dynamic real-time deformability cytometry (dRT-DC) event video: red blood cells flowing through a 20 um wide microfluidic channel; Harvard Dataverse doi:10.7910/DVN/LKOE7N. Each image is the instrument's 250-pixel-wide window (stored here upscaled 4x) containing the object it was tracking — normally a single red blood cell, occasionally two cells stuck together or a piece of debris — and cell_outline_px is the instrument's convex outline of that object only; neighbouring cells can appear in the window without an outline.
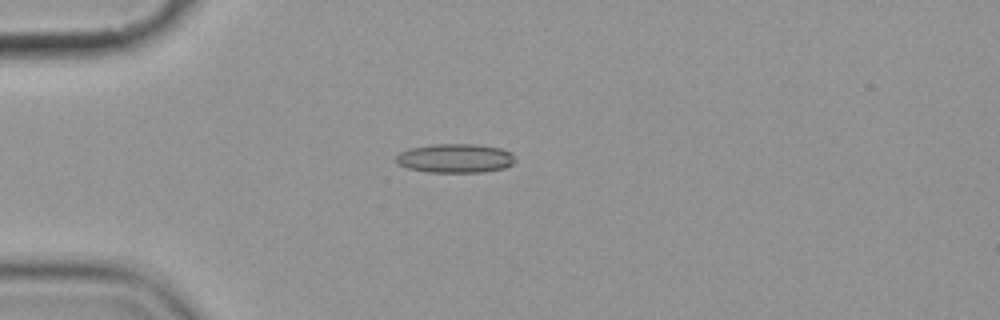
{"species": "common noctule bat (a hibernating species)", "species_latin": "Nyctalus noctula", "temperature_condition": "cold", "stored_images_in_passage": 11, "camera_frame_rate_fps": 3000, "um_per_image_px": 0.085, "animal": {"sex": "female", "body_mass_g": 19.9}, "frame": {"image": 1, "passage_image": 4, "time_ms": 4.333, "image_size_px": [1000, 320], "cell_outline_px": [[516, 160], [512, 164], [504, 168], [484, 172], [428, 172], [408, 168], [396, 164], [396, 156], [400, 152], [408, 148], [432, 144], [476, 144], [500, 148], [512, 152]], "centroid_in_image_um": [38.69, 13.45], "position_along_channel_um": 46.3, "area_um2": 20.35}}
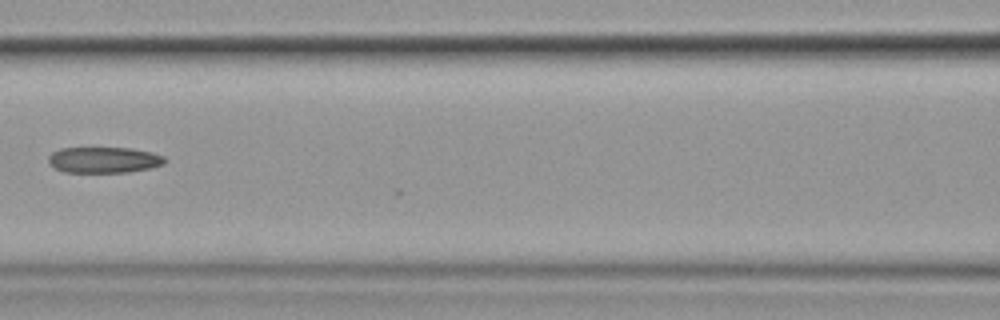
{"frame": {"image": 2, "passage_image": 7, "time_ms": 8.0, "image_size_px": [1000, 320], "cell_outline_px": [[168, 160], [164, 164], [152, 168], [128, 172], [64, 172], [56, 168], [48, 160], [48, 156], [52, 152], [60, 148], [132, 148], [152, 152], [164, 156]], "centroid_in_image_um": [8.88, 13.59], "position_along_channel_um": 157.7, "area_um2": 17.69}}
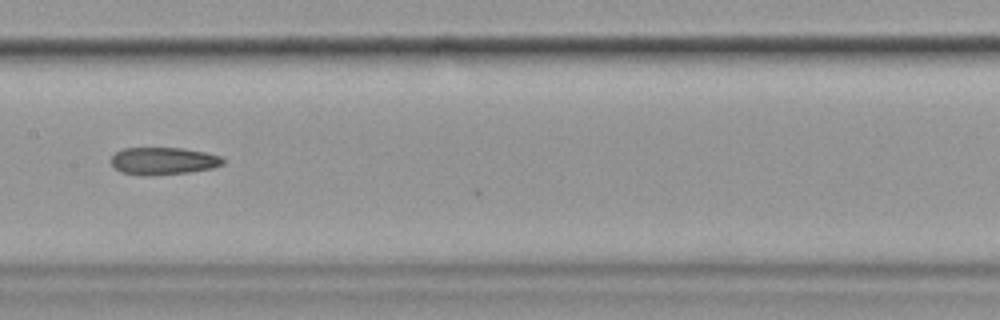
{"frame": {"image": 3, "passage_image": 8, "time_ms": 9.0, "image_size_px": [1000, 320], "cell_outline_px": [[224, 164], [212, 168], [188, 172], [144, 176], [120, 172], [112, 164], [112, 156], [116, 152], [124, 148], [184, 148], [204, 152], [220, 156], [224, 160]], "centroid_in_image_um": [13.88, 13.68], "position_along_channel_um": 193.5, "area_um2": 17.74}}